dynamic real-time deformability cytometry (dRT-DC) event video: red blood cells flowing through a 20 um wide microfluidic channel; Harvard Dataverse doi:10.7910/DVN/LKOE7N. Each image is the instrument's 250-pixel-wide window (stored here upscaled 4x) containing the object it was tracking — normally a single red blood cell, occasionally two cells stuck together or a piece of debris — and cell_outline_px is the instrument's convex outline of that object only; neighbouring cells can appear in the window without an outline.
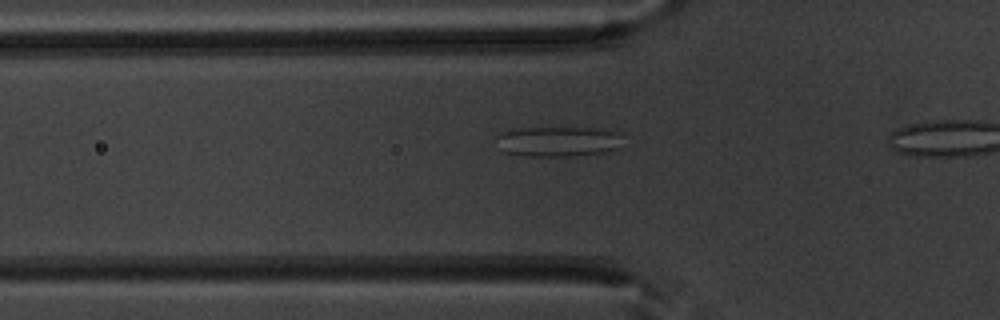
{"species": "common noctule bat (a hibernating species)", "species_latin": "Nyctalus noctula", "temperature_condition": "warm", "stored_images_in_passage": 18, "camera_frame_rate_fps": 3000, "um_per_image_px": 0.085, "animal": {"sex": "male", "body_mass_g": 20.1, "forearm_length_mm": 53.5}, "frame": {"image": 1, "passage_image": 13, "time_ms": 4.0, "image_size_px": [1000, 320], "cell_outline_px": [[624, 136], [616, 148], [604, 152], [568, 156], [528, 156], [504, 152], [496, 136], [500, 132], [516, 128], [596, 128], [620, 132]], "centroid_in_image_um": [47.45, 12.01], "position_along_channel_um": 78.3, "area_um2": 22.08}}